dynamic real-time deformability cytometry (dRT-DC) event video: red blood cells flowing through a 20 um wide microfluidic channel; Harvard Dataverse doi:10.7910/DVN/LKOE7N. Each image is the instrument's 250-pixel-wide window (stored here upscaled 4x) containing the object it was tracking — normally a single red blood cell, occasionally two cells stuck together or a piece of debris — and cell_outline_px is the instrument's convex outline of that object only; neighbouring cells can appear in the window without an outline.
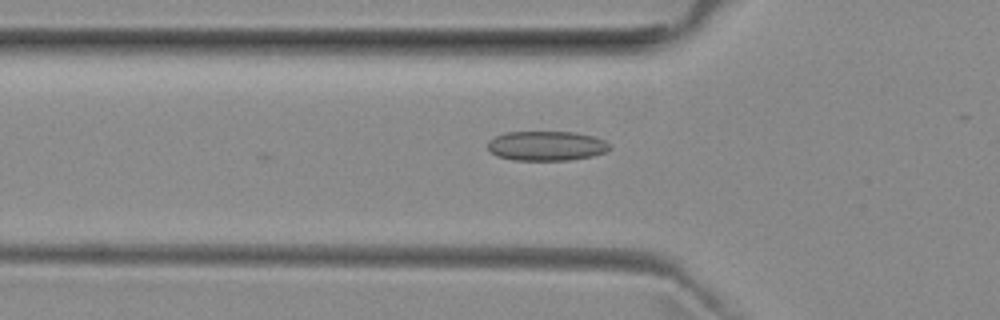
{"species": "common noctule bat (a hibernating species)", "species_latin": "Nyctalus noctula", "temperature_condition": "room temperature", "stored_images_in_passage": 4, "camera_frame_rate_fps": 3000, "um_per_image_px": 0.085, "animal": {"sex": "female", "body_mass_g": 29.2, "forearm_length_mm": 56.3}, "frame": {"image": 1, "passage_image": 2, "time_ms": 0.333, "image_size_px": [1000, 320], "cell_outline_px": [[612, 148], [604, 152], [592, 156], [568, 160], [512, 160], [496, 156], [488, 148], [488, 140], [504, 132], [572, 132], [592, 136], [604, 140]], "centroid_in_image_um": [46.42, 12.4], "position_along_channel_um": 79.4, "area_um2": 20.98}}